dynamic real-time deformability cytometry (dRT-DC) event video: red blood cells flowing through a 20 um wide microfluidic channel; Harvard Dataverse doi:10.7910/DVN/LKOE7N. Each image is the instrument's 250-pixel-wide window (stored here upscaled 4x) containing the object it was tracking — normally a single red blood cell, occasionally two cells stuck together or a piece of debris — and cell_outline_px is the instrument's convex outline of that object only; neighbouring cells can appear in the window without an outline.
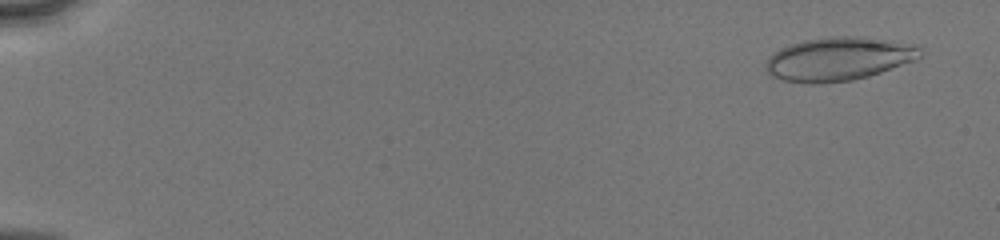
{"species": "human", "species_latin": "Homo sapiens", "temperature_condition": "cold", "stored_images_in_passage": 51, "camera_frame_rate_fps": 3000, "um_per_image_px": 0.085, "donor": {"sex": "male"}, "frame": {"image": 1, "passage_image": 3, "time_ms": 0.667, "image_size_px": [1000, 240], "cell_outline_px": [[924, 56], [916, 60], [868, 76], [852, 80], [820, 84], [808, 84], [784, 80], [772, 76], [764, 68], [764, 64], [768, 56], [772, 52], [788, 44], [804, 40], [828, 36], [856, 36], [920, 44], [924, 52]], "centroid_in_image_um": [71.3, 5.0], "position_along_channel_um": 13.7, "area_um2": 39.88}}
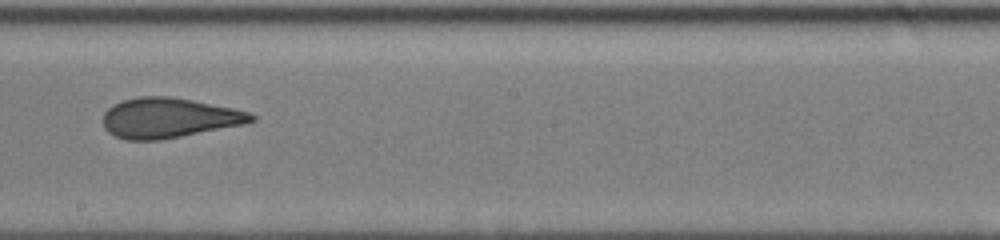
{"frame": {"image": 2, "passage_image": 31, "time_ms": 10.0, "image_size_px": [1000, 240], "cell_outline_px": [[256, 120], [244, 124], [160, 140], [124, 140], [108, 132], [104, 128], [104, 112], [112, 104], [124, 100], [140, 96], [172, 96], [232, 108], [248, 112], [256, 116]], "centroid_in_image_um": [14.33, 10.02], "position_along_channel_um": 233.9, "area_um2": 34.45}}
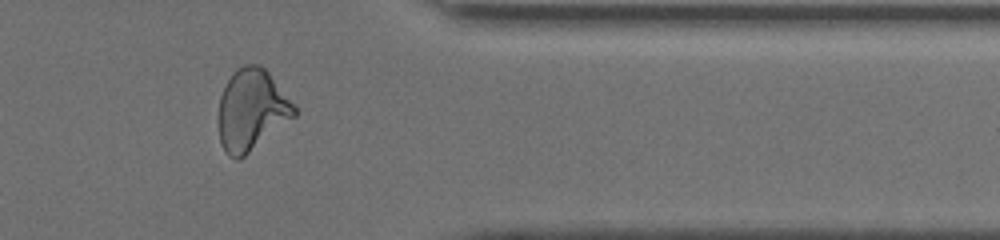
{"frame": {"image": 3, "passage_image": 43, "time_ms": 14.0, "image_size_px": [1000, 240], "cell_outline_px": [[296, 116], [244, 156], [236, 160], [228, 156], [220, 144], [220, 96], [232, 72], [236, 68], [244, 64], [260, 64], [268, 72], [296, 108]], "centroid_in_image_um": [21.38, 9.34], "position_along_channel_um": 390.0, "area_um2": 35.37}, "authors_computed_cell_mechanics": {"area_um2": 35.9516, "velocity_mm_per_s": 4.1262, "shape_relaxation_time_tau1_ms": 6.2153, "shape_relaxation_time_tau2_ms": 1.4919, "deformation_change_tau1": 0.1737, "deformation_change_tau2": 0.0773}}